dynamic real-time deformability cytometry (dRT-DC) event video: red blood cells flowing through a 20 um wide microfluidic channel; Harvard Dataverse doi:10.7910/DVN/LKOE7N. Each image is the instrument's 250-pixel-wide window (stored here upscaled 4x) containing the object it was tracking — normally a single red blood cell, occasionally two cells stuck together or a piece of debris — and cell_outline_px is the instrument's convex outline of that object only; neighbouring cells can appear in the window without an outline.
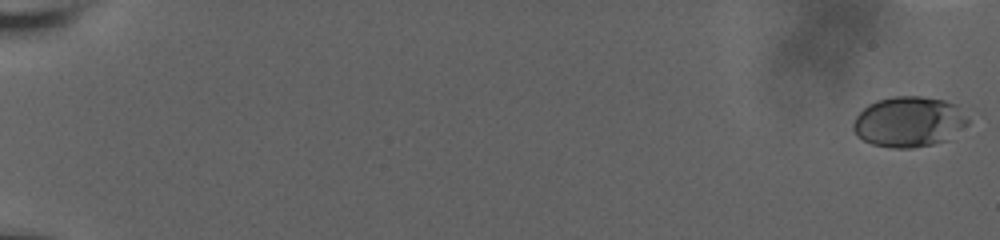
{"species": "human", "species_latin": "Homo sapiens", "temperature_condition": "room temperature", "stored_images_in_passage": 14, "camera_frame_rate_fps": 3000, "um_per_image_px": 0.085, "donor": {"sex": "male"}, "frame": {"image": 1, "passage_image": 1, "time_ms": 0.0, "image_size_px": [1000, 240], "cell_outline_px": [[968, 124], [944, 140], [932, 144], [912, 148], [892, 148], [872, 144], [856, 136], [852, 128], [852, 124], [856, 116], [868, 104], [876, 100], [892, 96], [920, 96], [944, 100], [956, 104], [968, 120]], "centroid_in_image_um": [77.2, 10.34], "position_along_channel_um": 7.8, "area_um2": 33.58}}
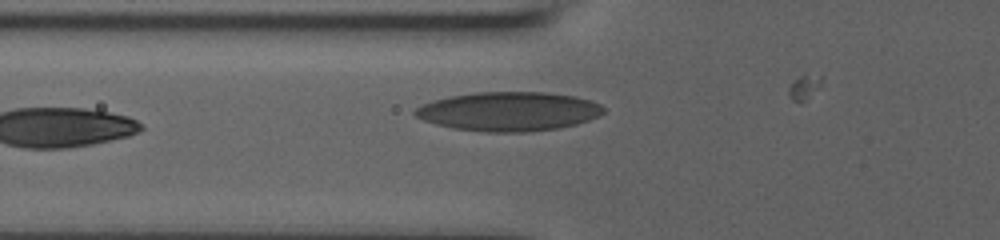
{"frame": {"image": 2, "passage_image": 14, "time_ms": 9.0, "image_size_px": [1000, 240], "cell_outline_px": [[604, 112], [588, 120], [576, 124], [560, 128], [524, 132], [484, 132], [456, 128], [436, 124], [424, 120], [416, 116], [412, 112], [416, 108], [432, 100], [448, 96], [476, 92], [544, 92], [572, 96], [588, 100], [600, 104], [604, 108]], "centroid_in_image_um": [43.22, 9.47], "position_along_channel_um": 82.6, "area_um2": 42.71}}